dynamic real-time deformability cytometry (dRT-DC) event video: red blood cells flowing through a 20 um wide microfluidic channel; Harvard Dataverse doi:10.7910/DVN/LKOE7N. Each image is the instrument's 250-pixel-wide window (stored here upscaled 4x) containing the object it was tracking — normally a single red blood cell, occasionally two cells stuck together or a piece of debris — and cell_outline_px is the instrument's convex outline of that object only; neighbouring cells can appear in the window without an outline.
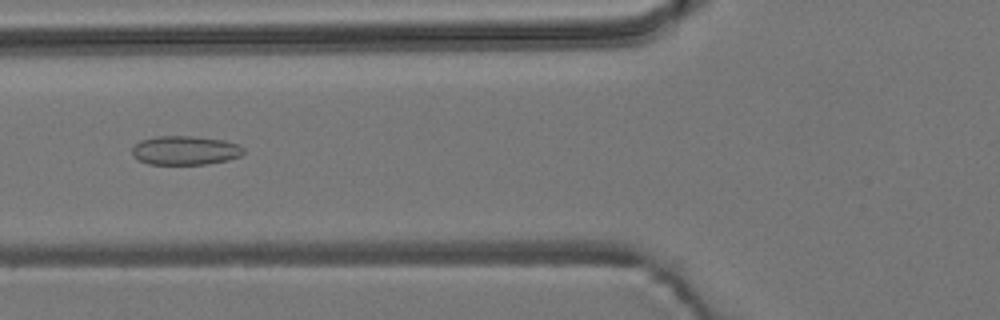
{"species": "common noctule bat (a hibernating species)", "species_latin": "Nyctalus noctula", "temperature_condition": "room temperature", "stored_images_in_passage": 34, "camera_frame_rate_fps": 3000, "um_per_image_px": 0.085, "animal": {"sex": "male", "body_mass_g": 19.2, "forearm_length_mm": 51.8}, "frame": {"image": 1, "passage_image": 4, "time_ms": 1.0, "image_size_px": [1000, 320], "cell_outline_px": [[244, 152], [240, 156], [228, 160], [204, 164], [148, 164], [140, 160], [132, 152], [132, 148], [140, 140], [156, 136], [192, 136], [224, 140], [240, 144], [244, 148]], "centroid_in_image_um": [15.77, 12.77], "position_along_channel_um": 110.0, "area_um2": 18.79}}
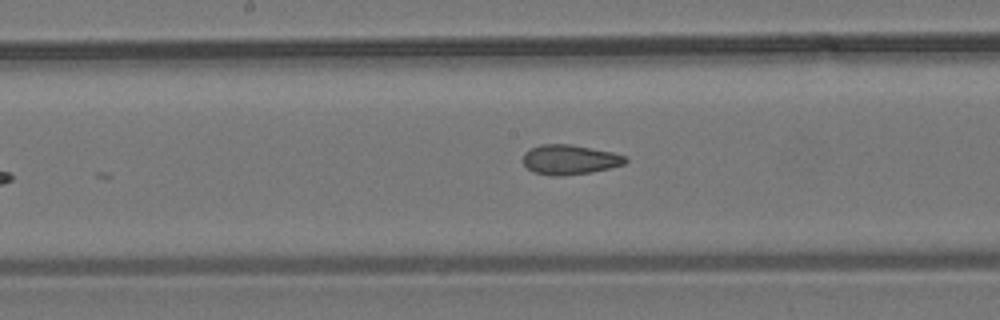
{"frame": {"image": 2, "passage_image": 11, "time_ms": 3.333, "image_size_px": [1000, 320], "cell_outline_px": [[628, 160], [624, 164], [592, 172], [564, 176], [552, 176], [532, 172], [524, 164], [524, 152], [540, 144], [572, 144], [612, 152], [628, 156]], "centroid_in_image_um": [48.44, 13.57], "position_along_channel_um": 199.8, "area_um2": 17.86}}
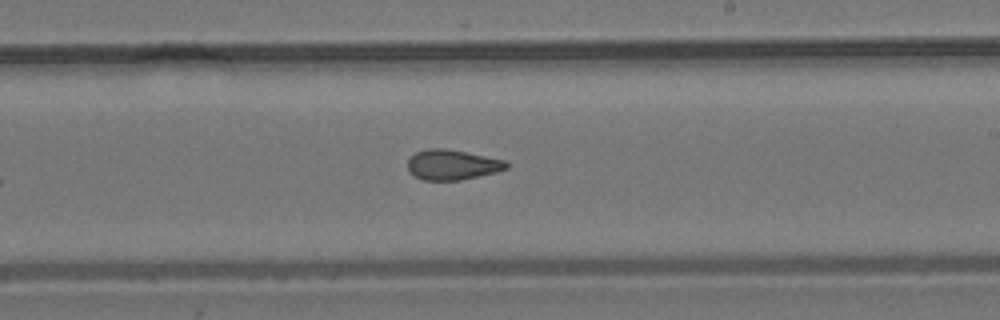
{"frame": {"image": 3, "passage_image": 15, "time_ms": 4.667, "image_size_px": [1000, 320], "cell_outline_px": [[508, 168], [496, 172], [460, 180], [424, 180], [416, 176], [408, 168], [408, 160], [416, 152], [428, 148], [444, 148], [508, 160]], "centroid_in_image_um": [38.48, 13.99], "position_along_channel_um": 250.5, "area_um2": 17.22}, "authors_computed_cell_mechanics": {"area_um2": 17.7446, "velocity_mm_per_s": 3.8251, "shape_relaxation_time_tau1_ms": null, "shape_relaxation_time_tau2_ms": 1.5848, "deformation_change_tau1": null, "deformation_change_tau2": 0.0744}}